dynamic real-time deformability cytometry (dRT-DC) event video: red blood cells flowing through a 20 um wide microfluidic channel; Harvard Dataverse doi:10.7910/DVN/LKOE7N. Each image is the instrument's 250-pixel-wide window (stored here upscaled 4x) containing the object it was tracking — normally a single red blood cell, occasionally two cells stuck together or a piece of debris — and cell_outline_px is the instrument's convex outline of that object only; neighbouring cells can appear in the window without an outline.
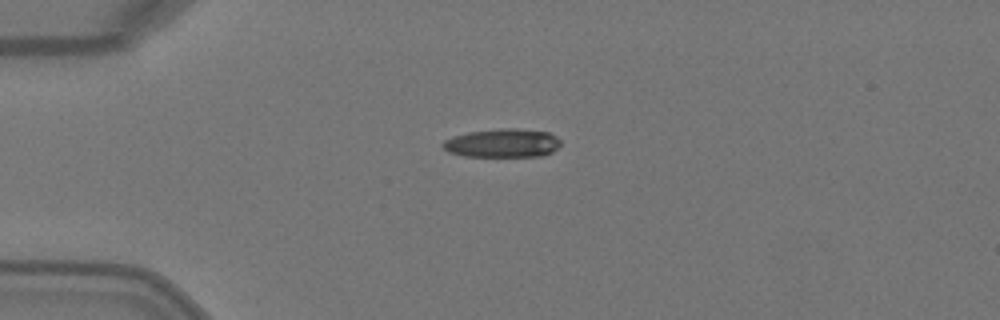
{"species": "Egyptian fruit bat (a non-hibernating species)", "species_latin": "Rousettus aegyptiacus", "temperature_condition": "warm", "stored_images_in_passage": 2, "camera_frame_rate_fps": 3000, "um_per_image_px": 0.085, "animal": {"sex": "female"}, "frame": {"image": 1, "passage_image": 1, "time_ms": 0.0, "image_size_px": [1000, 320], "cell_outline_px": [[560, 144], [552, 152], [540, 156], [464, 156], [448, 152], [440, 144], [444, 140], [452, 136], [468, 132], [500, 128], [516, 128], [548, 132], [556, 136], [560, 140]], "centroid_in_image_um": [42.68, 12.15], "position_along_channel_um": 42.3, "area_um2": 19.71}}